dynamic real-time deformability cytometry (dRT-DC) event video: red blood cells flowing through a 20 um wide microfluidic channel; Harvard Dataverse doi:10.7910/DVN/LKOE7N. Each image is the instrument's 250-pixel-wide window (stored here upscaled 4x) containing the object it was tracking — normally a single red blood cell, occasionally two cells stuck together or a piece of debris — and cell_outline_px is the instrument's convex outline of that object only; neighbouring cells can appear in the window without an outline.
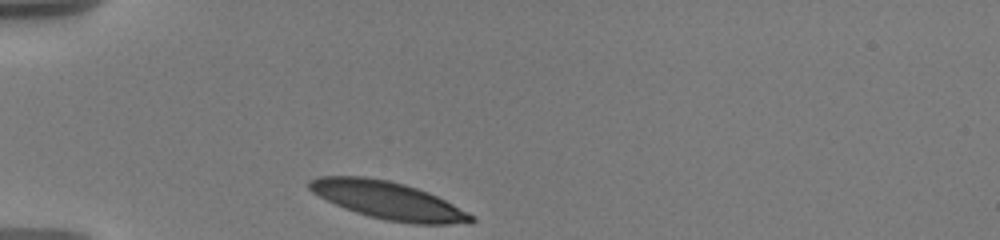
{"species": "human", "species_latin": "Homo sapiens", "temperature_condition": "warm", "stored_images_in_passage": 8, "camera_frame_rate_fps": 3000, "um_per_image_px": 0.085, "donor": {"sex": "male"}, "frame": {"image": 1, "passage_image": 1, "time_ms": 0.0, "image_size_px": [1000, 240], "cell_outline_px": [[476, 220], [472, 224], [412, 224], [384, 220], [368, 216], [344, 208], [312, 192], [308, 188], [308, 180], [316, 176], [364, 176], [388, 180], [404, 184], [428, 192], [476, 216]], "centroid_in_image_um": [33.01, 17.04], "position_along_channel_um": 52.0, "area_um2": 35.55}}
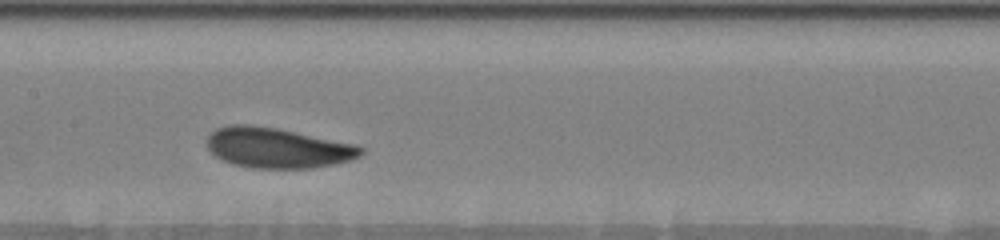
{"frame": {"image": 2, "passage_image": 5, "time_ms": 4.333, "image_size_px": [1000, 240], "cell_outline_px": [[364, 152], [360, 156], [352, 160], [336, 164], [312, 168], [252, 168], [232, 164], [216, 156], [208, 148], [204, 140], [216, 128], [228, 124], [252, 124], [276, 128], [356, 144], [364, 148]], "centroid_in_image_um": [23.58, 12.56], "position_along_channel_um": 183.8, "area_um2": 36.41}}
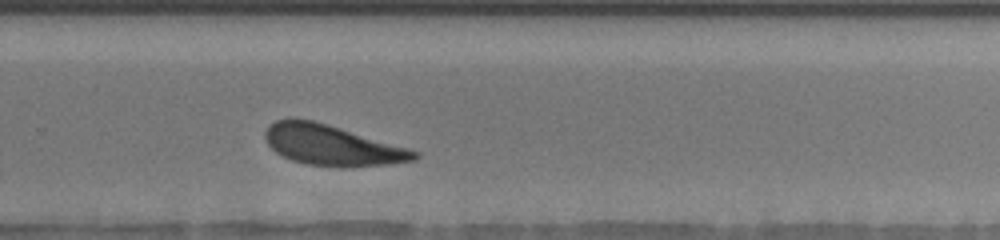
{"frame": {"image": 3, "passage_image": 8, "time_ms": 7.667, "image_size_px": [1000, 240], "cell_outline_px": [[420, 156], [416, 160], [392, 164], [348, 168], [336, 168], [304, 164], [292, 160], [276, 152], [268, 144], [264, 136], [264, 132], [268, 124], [276, 120], [292, 116], [312, 120], [328, 124], [408, 148], [420, 152]], "centroid_in_image_um": [28.2, 12.35], "position_along_channel_um": 301.6, "area_um2": 35.89}}